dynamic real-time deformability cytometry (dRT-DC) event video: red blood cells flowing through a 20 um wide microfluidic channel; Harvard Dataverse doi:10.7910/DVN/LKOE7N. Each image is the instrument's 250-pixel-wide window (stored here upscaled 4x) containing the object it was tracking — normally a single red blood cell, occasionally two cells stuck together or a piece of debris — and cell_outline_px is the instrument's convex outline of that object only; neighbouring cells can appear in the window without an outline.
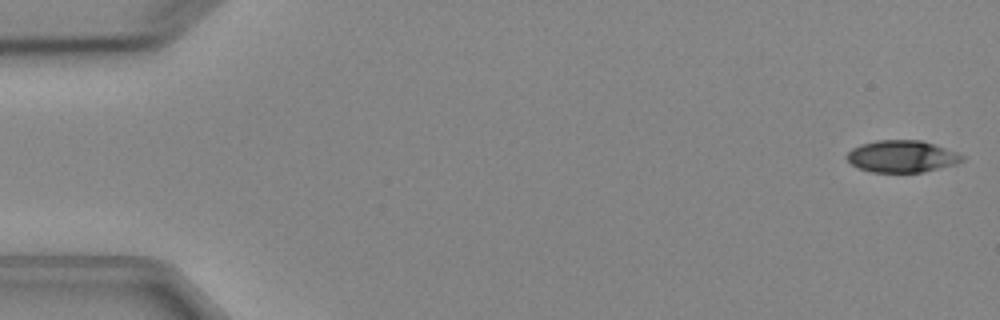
{"species": "Egyptian fruit bat (a non-hibernating species)", "species_latin": "Rousettus aegyptiacus", "temperature_condition": "cold", "stored_images_in_passage": 4, "camera_frame_rate_fps": 3000, "um_per_image_px": 0.085, "animal": {"sex": "female"}, "frame": {"image": 1, "passage_image": 1, "time_ms": 0.0, "image_size_px": [1000, 320], "cell_outline_px": [[964, 160], [956, 164], [924, 172], [872, 172], [856, 168], [844, 156], [852, 148], [860, 144], [876, 140], [920, 140], [956, 152], [964, 156]], "centroid_in_image_um": [76.62, 13.3], "position_along_channel_um": 8.4, "area_um2": 21.5}}
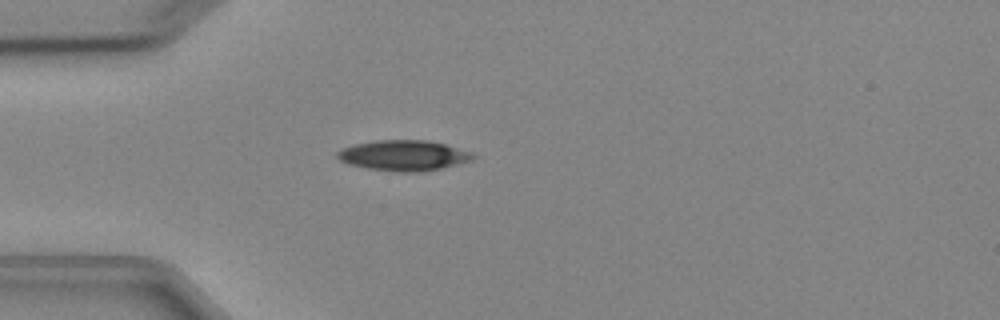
{"frame": {"image": 2, "passage_image": 4, "time_ms": 4.333, "image_size_px": [1000, 320], "cell_outline_px": [[476, 156], [472, 160], [440, 168], [420, 172], [396, 172], [368, 168], [348, 164], [340, 160], [336, 156], [336, 152], [344, 148], [356, 144], [376, 140], [428, 140], [444, 144], [472, 152]], "centroid_in_image_um": [34.3, 13.21], "position_along_channel_um": 50.7, "area_um2": 23.93}}